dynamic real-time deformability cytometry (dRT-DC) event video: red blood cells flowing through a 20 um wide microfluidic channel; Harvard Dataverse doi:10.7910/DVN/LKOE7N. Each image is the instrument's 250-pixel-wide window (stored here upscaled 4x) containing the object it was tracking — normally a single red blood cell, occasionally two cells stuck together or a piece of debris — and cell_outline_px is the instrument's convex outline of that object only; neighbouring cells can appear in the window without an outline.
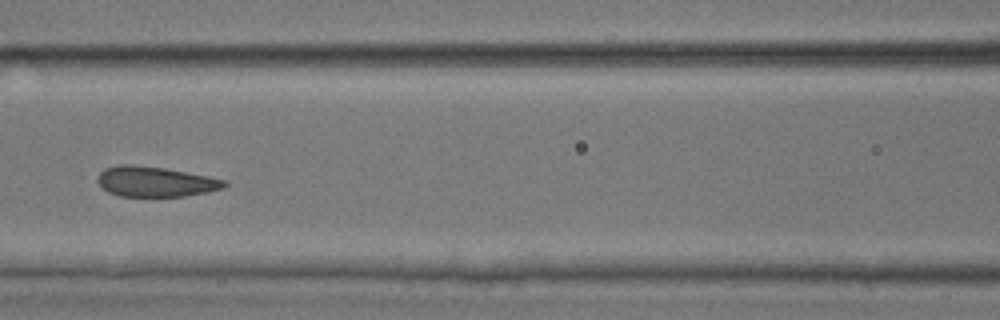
{"species": "common noctule bat (a hibernating species)", "species_latin": "Nyctalus noctula", "temperature_condition": "room temperature", "stored_images_in_passage": 18, "camera_frame_rate_fps": 3000, "um_per_image_px": 0.085, "animal": {"sex": "male", "body_mass_g": 17.9, "forearm_length_mm": 54.2}, "frame": {"image": 1, "passage_image": 8, "time_ms": 2.333, "image_size_px": [1000, 320], "cell_outline_px": [[228, 184], [224, 188], [208, 192], [184, 196], [120, 196], [108, 192], [100, 188], [96, 180], [100, 172], [104, 168], [120, 164], [132, 164], [164, 168], [208, 176], [224, 180]], "centroid_in_image_um": [13.16, 15.44], "position_along_channel_um": 153.4, "area_um2": 22.43}}
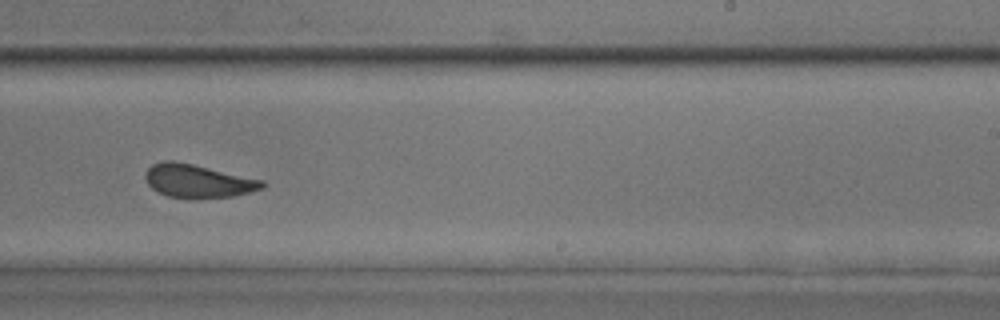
{"frame": {"image": 2, "passage_image": 16, "time_ms": 5.0, "image_size_px": [1000, 320], "cell_outline_px": [[268, 184], [264, 188], [232, 196], [168, 196], [152, 188], [148, 184], [144, 176], [148, 168], [152, 164], [164, 160], [172, 160], [192, 164], [264, 180]], "centroid_in_image_um": [16.83, 15.34], "position_along_channel_um": 272.2, "area_um2": 21.96}}